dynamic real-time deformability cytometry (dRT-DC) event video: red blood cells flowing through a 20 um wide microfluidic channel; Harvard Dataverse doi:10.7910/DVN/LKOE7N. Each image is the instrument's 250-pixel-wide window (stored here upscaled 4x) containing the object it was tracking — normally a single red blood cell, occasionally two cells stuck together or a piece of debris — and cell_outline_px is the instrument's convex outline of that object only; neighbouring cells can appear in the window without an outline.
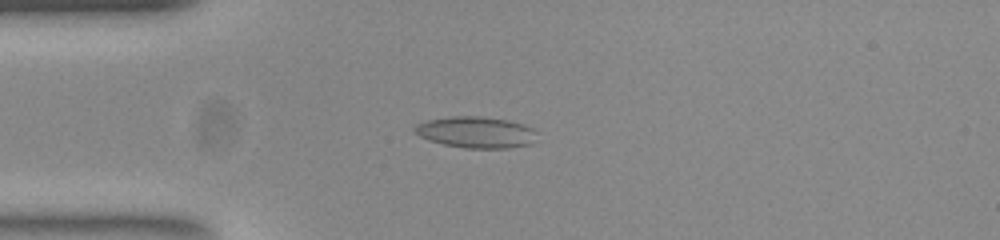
{"species": "common noctule bat (a hibernating species)", "species_latin": "Nyctalus noctula", "temperature_condition": "room temperature", "stored_images_in_passage": 52, "camera_frame_rate_fps": 3000, "um_per_image_px": 0.085, "animal": {"sex": "female", "body_mass_g": 23.0, "forearm_length_mm": 53.4}, "frame": {"image": 1, "passage_image": 13, "time_ms": 4.0, "image_size_px": [1000, 240], "cell_outline_px": [[536, 132], [532, 144], [508, 148], [468, 148], [444, 144], [428, 140], [412, 132], [412, 128], [416, 124], [428, 120], [452, 116], [480, 116], [508, 120], [532, 128]], "centroid_in_image_um": [40.42, 11.24], "position_along_channel_um": 44.6, "area_um2": 22.25}}
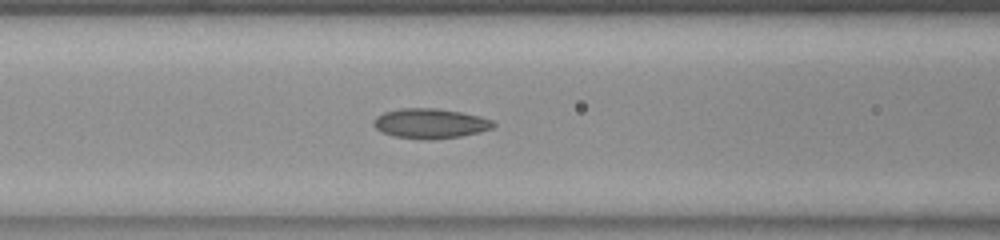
{"frame": {"image": 2, "passage_image": 21, "time_ms": 6.667, "image_size_px": [1000, 240], "cell_outline_px": [[496, 124], [492, 128], [480, 132], [460, 136], [432, 140], [428, 140], [392, 136], [376, 128], [372, 124], [372, 120], [376, 116], [384, 112], [400, 108], [436, 108], [460, 112], [480, 116], [492, 120]], "centroid_in_image_um": [36.55, 10.49], "position_along_channel_um": 130.0, "area_um2": 20.92}}
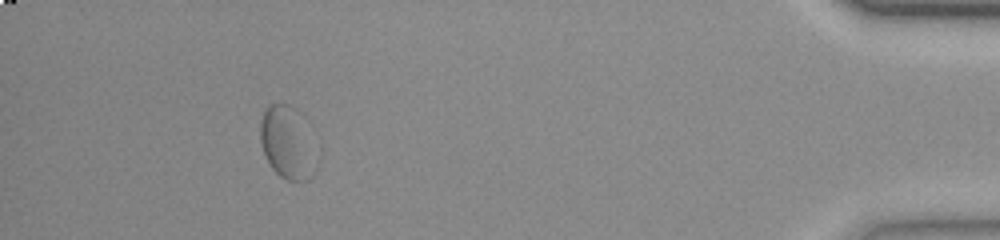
{"frame": {"image": 3, "passage_image": 48, "time_ms": 15.667, "image_size_px": [1000, 240], "cell_outline_px": [[320, 160], [316, 172], [308, 180], [288, 180], [280, 176], [272, 168], [264, 156], [260, 140], [260, 120], [264, 108], [268, 104], [288, 104], [300, 112], [308, 120], [320, 136]], "centroid_in_image_um": [24.61, 12.1], "position_along_channel_um": 410.6, "area_um2": 26.3}, "authors_computed_cell_mechanics": {"area_um2": 21.097, "velocity_mm_per_s": 3.8273, "shape_relaxation_time_tau1_ms": null, "shape_relaxation_time_tau2_ms": 1.8157, "deformation_change_tau1": null, "deformation_change_tau2": 0.0583}}